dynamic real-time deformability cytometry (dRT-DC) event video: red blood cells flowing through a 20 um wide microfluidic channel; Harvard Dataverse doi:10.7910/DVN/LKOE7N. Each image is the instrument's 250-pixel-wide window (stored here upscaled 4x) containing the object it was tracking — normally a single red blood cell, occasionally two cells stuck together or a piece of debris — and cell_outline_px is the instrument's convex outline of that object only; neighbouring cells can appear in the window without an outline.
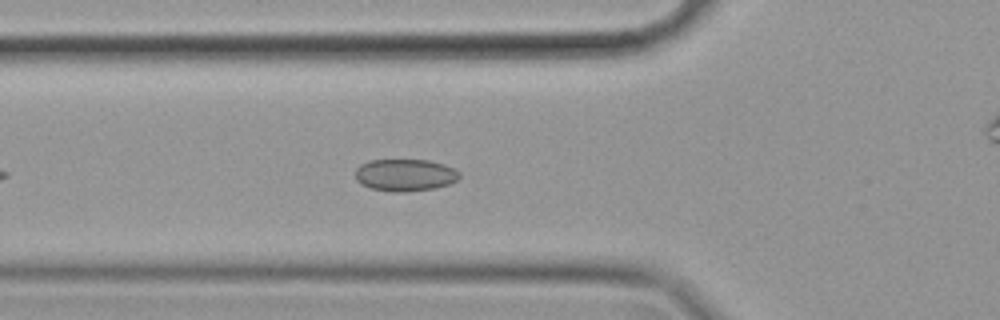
{"species": "common noctule bat (a hibernating species)", "species_latin": "Nyctalus noctula", "temperature_condition": "cold", "stored_images_in_passage": 20, "camera_frame_rate_fps": 3000, "um_per_image_px": 0.085, "animal": {"sex": "female", "body_mass_g": 19.9}, "frame": {"image": 1, "passage_image": 9, "time_ms": 2.667, "image_size_px": [1000, 320], "cell_outline_px": [[460, 176], [456, 180], [448, 184], [436, 188], [404, 192], [392, 192], [368, 188], [360, 184], [356, 180], [356, 168], [360, 164], [368, 160], [428, 160], [444, 164], [460, 172]], "centroid_in_image_um": [34.39, 14.88], "position_along_channel_um": 91.4, "area_um2": 19.65}}
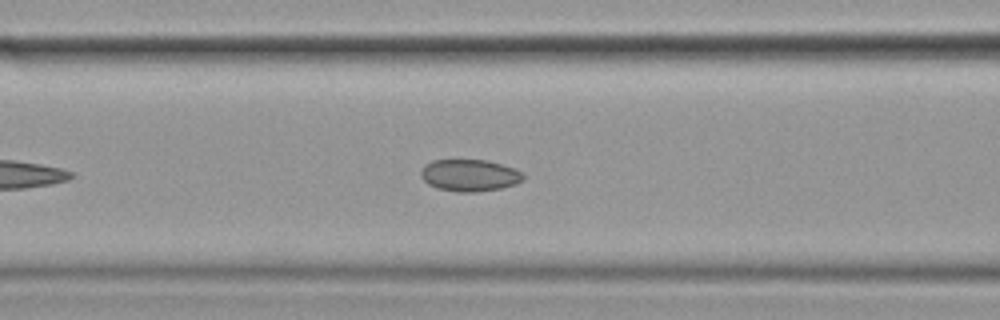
{"frame": {"image": 2, "passage_image": 12, "time_ms": 3.667, "image_size_px": [1000, 320], "cell_outline_px": [[524, 180], [516, 184], [500, 188], [476, 192], [456, 192], [436, 188], [428, 184], [420, 176], [420, 172], [424, 164], [432, 160], [488, 160], [516, 168], [524, 172]], "centroid_in_image_um": [39.93, 14.9], "position_along_channel_um": 126.7, "area_um2": 19.36}}